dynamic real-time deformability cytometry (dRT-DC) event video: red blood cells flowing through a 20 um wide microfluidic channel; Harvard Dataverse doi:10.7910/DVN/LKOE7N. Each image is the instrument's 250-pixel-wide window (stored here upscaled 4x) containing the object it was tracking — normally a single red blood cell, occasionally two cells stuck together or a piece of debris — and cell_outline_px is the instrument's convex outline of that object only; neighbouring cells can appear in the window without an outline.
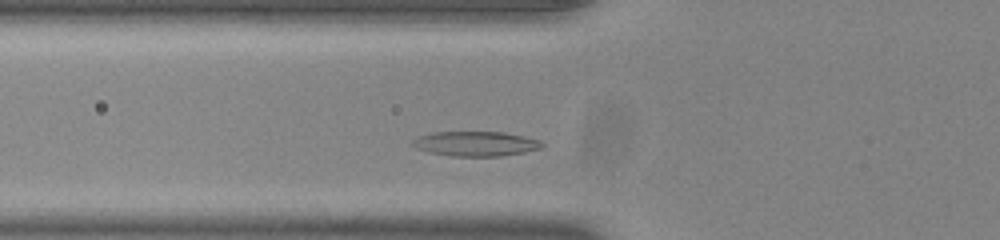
{"species": "common noctule bat (a hibernating species)", "species_latin": "Nyctalus noctula", "temperature_condition": "room temperature", "stored_images_in_passage": 36, "camera_frame_rate_fps": 3000, "um_per_image_px": 0.085, "animal": {"sex": "male", "body_mass_g": 20.0, "forearm_length_mm": 53.3}, "frame": {"image": 1, "passage_image": 7, "time_ms": 2.0, "image_size_px": [1000, 240], "cell_outline_px": [[544, 144], [540, 148], [524, 152], [500, 156], [452, 156], [428, 152], [416, 148], [412, 144], [412, 140], [416, 136], [432, 132], [504, 132], [524, 136], [540, 140]], "centroid_in_image_um": [40.4, 12.21], "position_along_channel_um": 85.4, "area_um2": 18.73}}
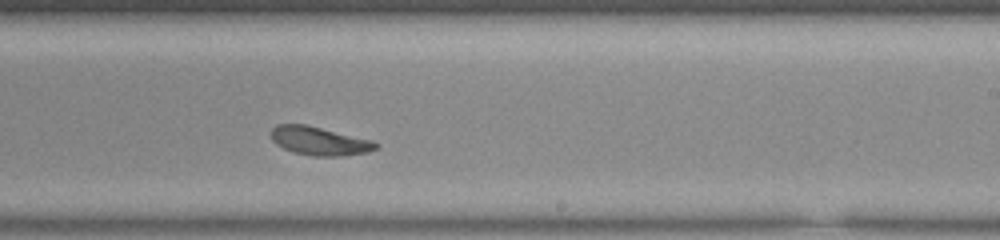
{"frame": {"image": 2, "passage_image": 21, "time_ms": 6.667, "image_size_px": [1000, 240], "cell_outline_px": [[380, 144], [376, 148], [368, 152], [344, 156], [312, 156], [292, 152], [276, 144], [272, 140], [272, 128], [276, 124], [304, 124], [372, 140]], "centroid_in_image_um": [27.15, 11.99], "position_along_channel_um": 261.9, "area_um2": 17.34}}
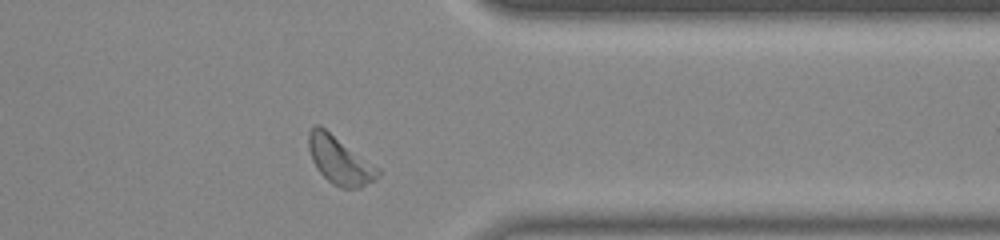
{"frame": {"image": 3, "passage_image": 31, "time_ms": 10.0, "image_size_px": [1000, 240], "cell_outline_px": [[380, 176], [360, 188], [340, 188], [332, 184], [316, 168], [312, 160], [308, 148], [308, 132], [316, 124], [320, 124], [380, 168]], "centroid_in_image_um": [28.87, 13.61], "position_along_channel_um": 382.5, "area_um2": 19.48}, "authors_computed_cell_mechanics": {"area_um2": 17.7735, "velocity_mm_per_s": 3.7779, "shape_relaxation_time_tau1_ms": 1.7672, "shape_relaxation_time_tau2_ms": null, "deformation_change_tau1": 0.0898, "deformation_change_tau2": null}}